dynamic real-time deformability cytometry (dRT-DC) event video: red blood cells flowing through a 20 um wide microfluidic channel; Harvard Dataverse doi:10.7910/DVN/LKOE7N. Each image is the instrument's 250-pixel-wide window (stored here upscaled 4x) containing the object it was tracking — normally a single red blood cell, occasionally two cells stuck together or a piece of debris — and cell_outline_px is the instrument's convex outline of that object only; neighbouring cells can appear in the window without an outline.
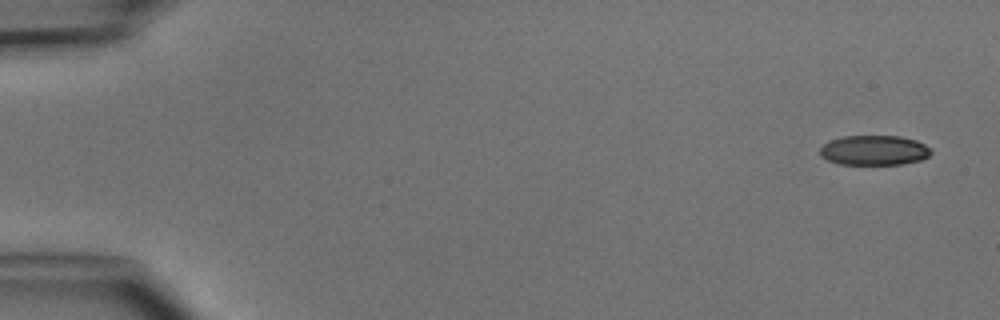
{"species": "common noctule bat (a hibernating species)", "species_latin": "Nyctalus noctula", "temperature_condition": "cold", "stored_images_in_passage": 4, "camera_frame_rate_fps": 3000, "um_per_image_px": 0.085, "animal": {"sex": "male", "body_mass_g": 15.6}, "frame": {"image": 1, "passage_image": 1, "time_ms": 0.0, "image_size_px": [1000, 320], "cell_outline_px": [[932, 152], [928, 156], [920, 160], [900, 164], [840, 164], [828, 160], [820, 156], [820, 148], [824, 144], [832, 140], [844, 136], [900, 136], [916, 140], [932, 148]], "centroid_in_image_um": [74.32, 12.77], "position_along_channel_um": 10.7, "area_um2": 19.25}}
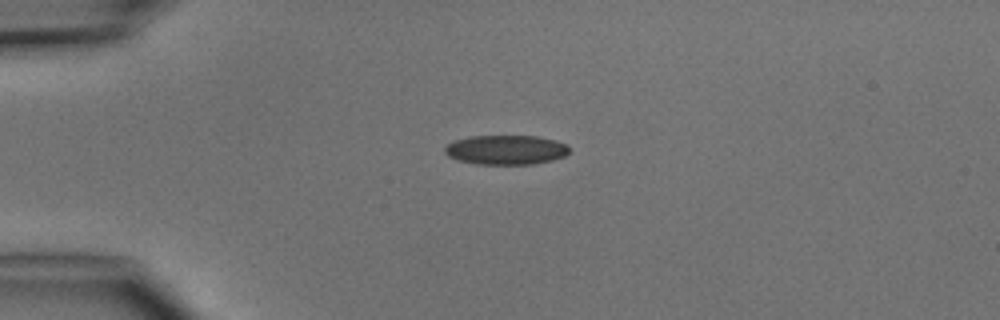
{"frame": {"image": 2, "passage_image": 4, "time_ms": 3.333, "image_size_px": [1000, 320], "cell_outline_px": [[568, 152], [564, 156], [552, 160], [532, 164], [476, 164], [460, 160], [448, 156], [444, 152], [444, 148], [452, 140], [472, 136], [536, 136], [556, 140], [568, 144]], "centroid_in_image_um": [43.0, 12.73], "position_along_channel_um": 42.0, "area_um2": 21.39}}